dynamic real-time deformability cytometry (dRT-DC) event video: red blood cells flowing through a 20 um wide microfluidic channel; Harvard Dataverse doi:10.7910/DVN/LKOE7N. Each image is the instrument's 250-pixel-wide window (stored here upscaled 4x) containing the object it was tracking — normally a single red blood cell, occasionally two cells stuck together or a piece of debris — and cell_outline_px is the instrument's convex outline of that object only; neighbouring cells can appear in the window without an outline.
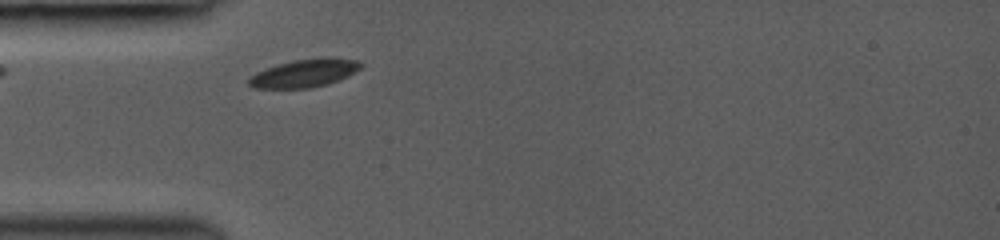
{"species": "common noctule bat (a hibernating species)", "species_latin": "Nyctalus noctula", "temperature_condition": "room temperature", "stored_images_in_passage": 23, "camera_frame_rate_fps": 3000, "um_per_image_px": 0.085, "animal": {"sex": "female", "body_mass_g": 19.0, "forearm_length_mm": 53.3}, "frame": {"image": 1, "passage_image": 1, "time_ms": 0.0, "image_size_px": [1000, 240], "cell_outline_px": [[364, 64], [360, 68], [348, 76], [328, 84], [308, 88], [252, 88], [248, 84], [248, 76], [256, 72], [292, 60], [328, 56], [332, 56], [356, 60]], "centroid_in_image_um": [25.89, 6.21], "position_along_channel_um": 59.1, "area_um2": 18.44}}
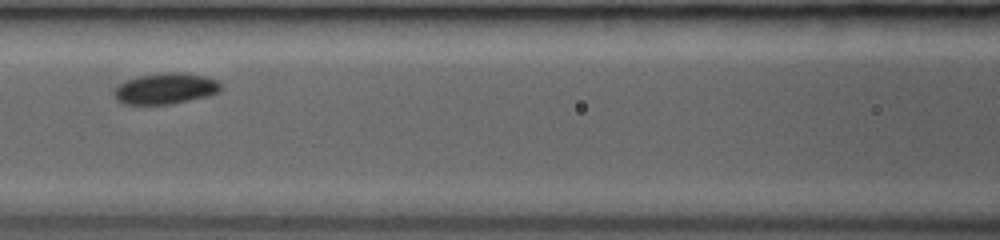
{"frame": {"image": 2, "passage_image": 8, "time_ms": 2.333, "image_size_px": [1000, 240], "cell_outline_px": [[220, 92], [208, 96], [172, 104], [124, 104], [116, 100], [112, 96], [112, 92], [124, 80], [140, 76], [168, 72], [180, 72], [204, 76], [216, 80], [220, 84]], "centroid_in_image_um": [14.03, 7.54], "position_along_channel_um": 152.6, "area_um2": 19.31}}
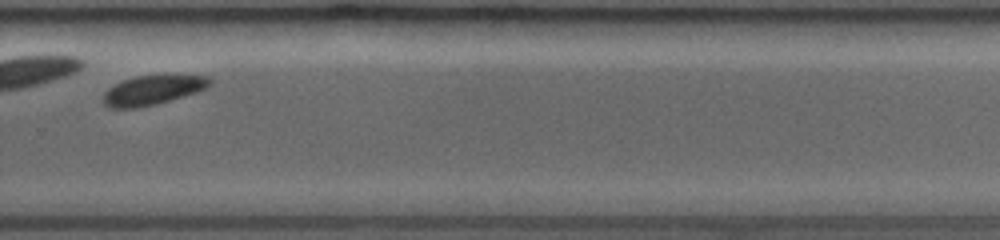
{"frame": {"image": 3, "passage_image": 20, "time_ms": 6.333, "image_size_px": [1000, 240], "cell_outline_px": [[212, 84], [196, 92], [156, 104], [136, 108], [108, 108], [104, 104], [104, 92], [108, 88], [124, 80], [136, 76], [208, 76], [212, 80]], "centroid_in_image_um": [12.94, 7.67], "position_along_channel_um": 316.9, "area_um2": 17.86}}